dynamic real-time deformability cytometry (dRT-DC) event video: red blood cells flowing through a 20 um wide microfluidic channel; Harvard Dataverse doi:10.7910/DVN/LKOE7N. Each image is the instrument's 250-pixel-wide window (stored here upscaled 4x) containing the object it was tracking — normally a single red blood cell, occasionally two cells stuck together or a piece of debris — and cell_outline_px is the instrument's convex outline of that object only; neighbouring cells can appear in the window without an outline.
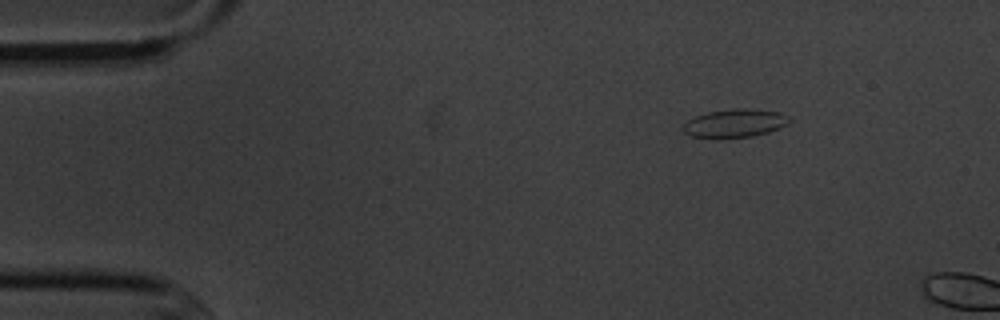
{"species": "common noctule bat (a hibernating species)", "species_latin": "Nyctalus noctula", "temperature_condition": "cold", "stored_images_in_passage": 2, "segment_of_instrument_passage": [1, 2], "camera_frame_rate_fps": 3000, "um_per_image_px": 0.085, "animal": {"sex": "male", "body_mass_g": 20.1, "forearm_length_mm": 53.5}, "frame": {"image": 1, "passage_image": 1, "time_ms": 0.0, "image_size_px": [1000, 320], "cell_outline_px": [[792, 120], [788, 124], [780, 128], [768, 132], [752, 136], [720, 140], [712, 140], [692, 136], [684, 132], [680, 128], [688, 120], [696, 116], [708, 112], [740, 108], [780, 112], [788, 116]], "centroid_in_image_um": [62.43, 10.52], "position_along_channel_um": 22.6, "area_um2": 17.92}}